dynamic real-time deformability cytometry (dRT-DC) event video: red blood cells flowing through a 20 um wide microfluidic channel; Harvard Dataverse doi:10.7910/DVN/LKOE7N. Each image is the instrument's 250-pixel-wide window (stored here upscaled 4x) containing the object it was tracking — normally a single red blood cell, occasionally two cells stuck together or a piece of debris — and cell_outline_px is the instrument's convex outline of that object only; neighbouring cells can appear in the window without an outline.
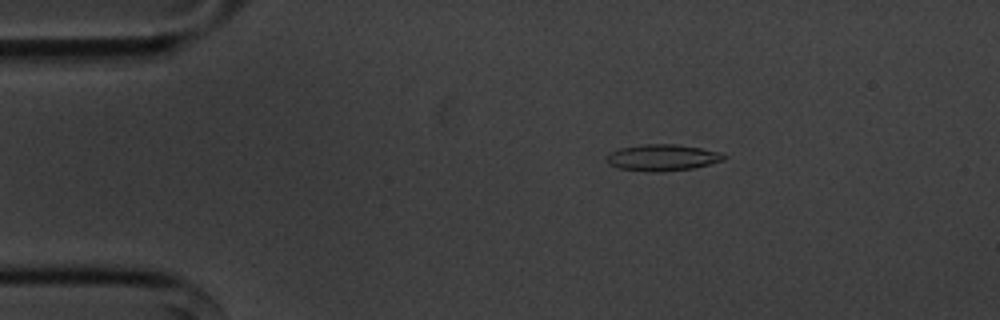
{"species": "common noctule bat (a hibernating species)", "species_latin": "Nyctalus noctula", "temperature_condition": "cold", "stored_images_in_passage": 50, "camera_frame_rate_fps": 3000, "um_per_image_px": 0.085, "animal": {"sex": "male", "body_mass_g": 20.1, "forearm_length_mm": 53.5}, "frame": {"image": 1, "passage_image": 4, "time_ms": 1.0, "image_size_px": [1000, 320], "cell_outline_px": [[728, 156], [724, 160], [692, 168], [660, 172], [652, 172], [620, 168], [608, 164], [604, 160], [608, 152], [620, 148], [644, 144], [676, 144], [724, 152]], "centroid_in_image_um": [56.3, 13.39], "position_along_channel_um": 28.7, "area_um2": 18.21}}
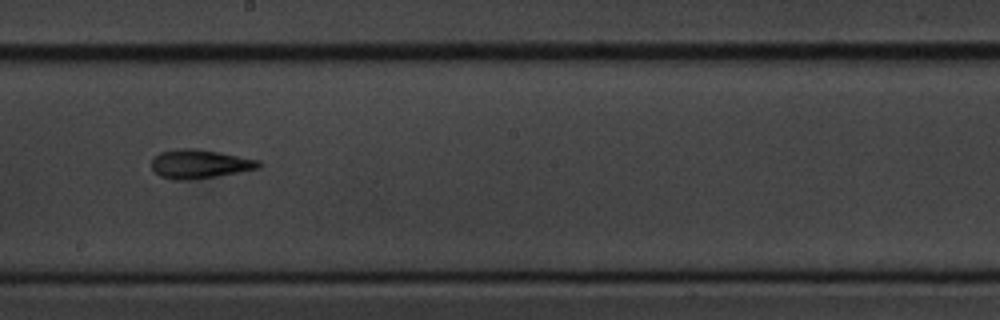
{"frame": {"image": 2, "passage_image": 25, "time_ms": 8.0, "image_size_px": [1000, 320], "cell_outline_px": [[264, 164], [260, 168], [240, 172], [216, 176], [188, 180], [172, 180], [160, 176], [152, 168], [152, 160], [160, 152], [176, 148], [192, 148], [220, 152], [260, 160]], "centroid_in_image_um": [17.01, 13.93], "position_along_channel_um": 231.2, "area_um2": 18.15}}
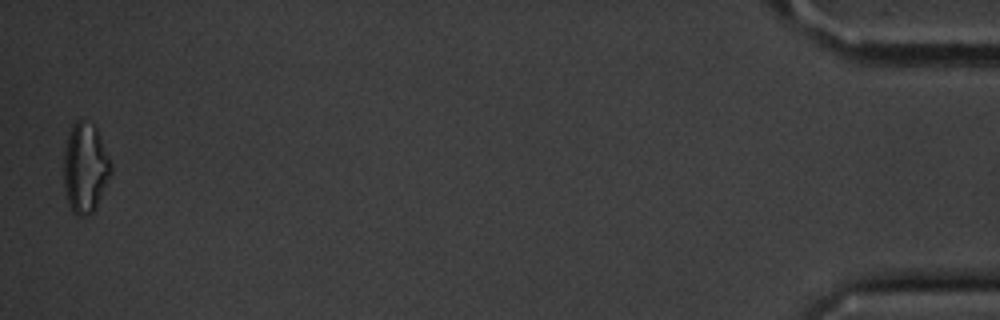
{"frame": {"image": 3, "passage_image": 49, "time_ms": 16.0, "image_size_px": [1000, 320], "cell_outline_px": [[112, 172], [96, 208], [92, 212], [84, 216], [76, 216], [72, 212], [68, 204], [64, 184], [64, 148], [68, 136], [76, 120], [84, 120], [92, 124], [96, 128], [112, 164]], "centroid_in_image_um": [7.24, 14.3], "position_along_channel_um": 428.0, "area_um2": 24.68}, "authors_computed_cell_mechanics": {"area_um2": 17.5423, "velocity_mm_per_s": 3.6011, "shape_relaxation_time_tau1_ms": 3.5133, "shape_relaxation_time_tau2_ms": 5.7924, "deformation_change_tau1": 0.1243, "deformation_change_tau2": 0.1871}}